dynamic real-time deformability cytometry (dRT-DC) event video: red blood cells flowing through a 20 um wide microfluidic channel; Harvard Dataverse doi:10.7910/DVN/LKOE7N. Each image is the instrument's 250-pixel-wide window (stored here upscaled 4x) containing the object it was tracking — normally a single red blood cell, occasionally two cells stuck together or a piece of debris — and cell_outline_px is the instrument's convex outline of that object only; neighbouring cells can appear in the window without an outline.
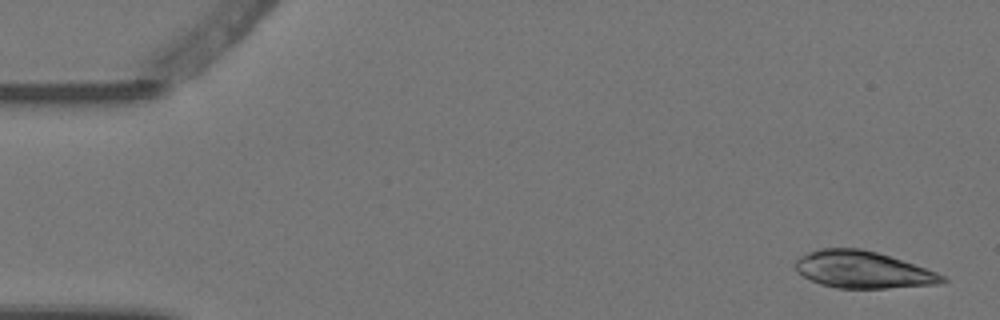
{"species": "Egyptian fruit bat (a non-hibernating species)", "species_latin": "Rousettus aegyptiacus", "temperature_condition": "warm", "stored_images_in_passage": 5, "camera_frame_rate_fps": 3000, "um_per_image_px": 0.085, "animal": {"sex": "female"}, "frame": {"image": 1, "passage_image": 1, "time_ms": 0.0, "image_size_px": [1000, 320], "cell_outline_px": [[948, 280], [940, 284], [884, 288], [836, 288], [820, 284], [796, 272], [796, 260], [800, 256], [808, 252], [820, 248], [860, 248], [876, 252], [936, 272], [944, 276]], "centroid_in_image_um": [73.31, 22.93], "position_along_channel_um": 11.7, "area_um2": 31.33}}